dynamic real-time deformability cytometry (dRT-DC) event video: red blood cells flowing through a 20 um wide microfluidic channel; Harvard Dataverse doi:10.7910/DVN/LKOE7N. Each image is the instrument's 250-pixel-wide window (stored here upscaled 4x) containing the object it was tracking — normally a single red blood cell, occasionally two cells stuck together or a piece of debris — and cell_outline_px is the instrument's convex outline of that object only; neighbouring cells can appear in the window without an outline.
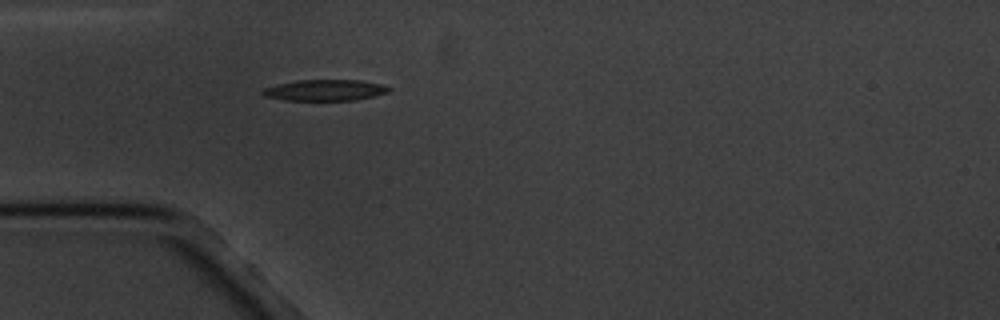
{"species": "common noctule bat (a hibernating species)", "species_latin": "Nyctalus noctula", "temperature_condition": "cold", "stored_images_in_passage": 5, "camera_frame_rate_fps": 3000, "um_per_image_px": 0.085, "animal": {"sex": "male", "body_mass_g": 20.1, "forearm_length_mm": 53.5}, "frame": {"image": 1, "passage_image": 5, "time_ms": 4.333, "image_size_px": [1000, 320], "cell_outline_px": [[392, 88], [388, 92], [356, 100], [284, 100], [264, 96], [260, 92], [264, 88], [276, 84], [296, 80], [360, 80], [380, 84]], "centroid_in_image_um": [27.58, 7.66], "position_along_channel_um": 57.4, "area_um2": 15.49}}